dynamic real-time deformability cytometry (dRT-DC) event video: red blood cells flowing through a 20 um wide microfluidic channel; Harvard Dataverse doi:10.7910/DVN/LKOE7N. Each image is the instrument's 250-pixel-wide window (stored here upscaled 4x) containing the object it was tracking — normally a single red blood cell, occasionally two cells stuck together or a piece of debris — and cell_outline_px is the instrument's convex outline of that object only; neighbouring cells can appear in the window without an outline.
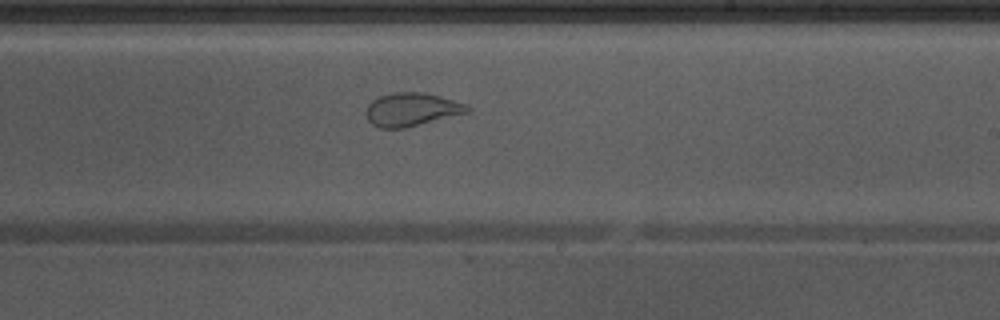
{"species": "Egyptian fruit bat (a non-hibernating species)", "species_latin": "Rousettus aegyptiacus", "temperature_condition": "warm", "stored_images_in_passage": 51, "segment_of_instrument_passage": [2, 2], "camera_frame_rate_fps": 3000, "um_per_image_px": 0.085, "animal": {"sex": "male"}, "frame": {"image": 1, "passage_image": 30, "time_ms": 9.667, "image_size_px": [1000, 320], "cell_outline_px": [[472, 108], [468, 112], [404, 128], [380, 128], [372, 124], [368, 120], [364, 112], [368, 104], [372, 100], [380, 96], [392, 92], [424, 92], [440, 96], [464, 104]], "centroid_in_image_um": [34.93, 9.3], "position_along_channel_um": 254.1, "area_um2": 19.54}}
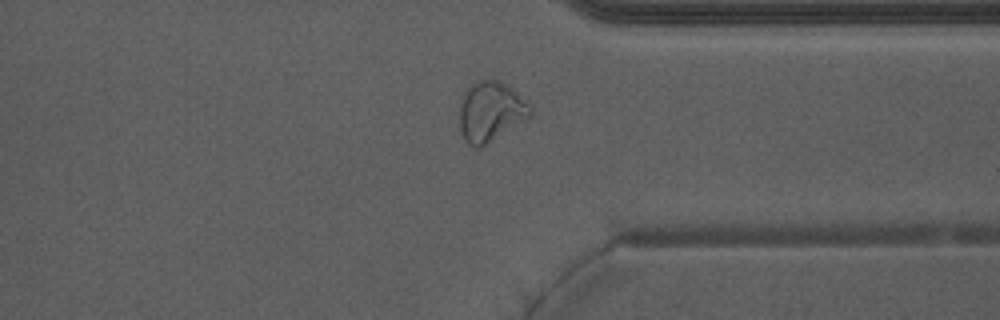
{"frame": {"image": 2, "passage_image": 39, "time_ms": 12.667, "image_size_px": [1000, 320], "cell_outline_px": [[532, 116], [480, 148], [476, 148], [468, 144], [464, 140], [460, 132], [460, 96], [464, 88], [480, 80], [496, 80], [508, 84], [528, 100], [532, 104]], "centroid_in_image_um": [41.71, 9.46], "position_along_channel_um": 369.7, "area_um2": 25.37}}